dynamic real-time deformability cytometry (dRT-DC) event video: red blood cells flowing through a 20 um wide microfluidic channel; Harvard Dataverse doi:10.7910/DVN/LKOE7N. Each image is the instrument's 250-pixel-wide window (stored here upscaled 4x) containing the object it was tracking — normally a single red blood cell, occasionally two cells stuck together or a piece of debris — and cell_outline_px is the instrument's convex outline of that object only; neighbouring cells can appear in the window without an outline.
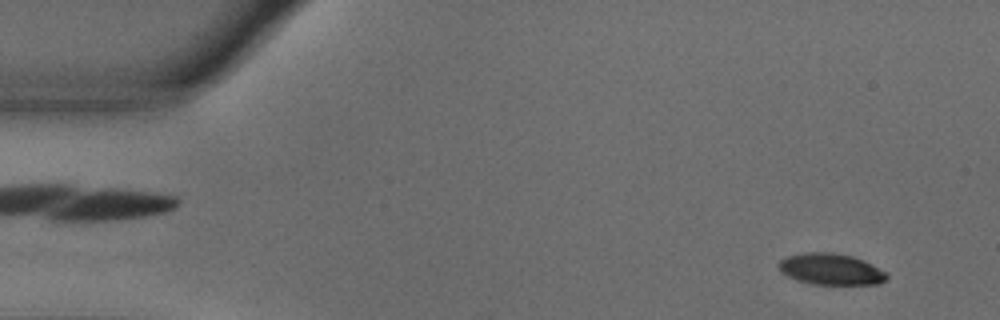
{"species": "common noctule bat (a hibernating species)", "species_latin": "Nyctalus noctula", "temperature_condition": "warm", "stored_images_in_passage": 54, "camera_frame_rate_fps": 3000, "um_per_image_px": 0.085, "animal": {"sex": "male", "body_mass_g": 18.8}, "frame": {"image": 1, "passage_image": 3, "time_ms": 0.667, "image_size_px": [1000, 320], "cell_outline_px": [[888, 276], [880, 284], [812, 284], [796, 280], [780, 272], [776, 264], [784, 256], [804, 252], [832, 252], [852, 256], [864, 260], [888, 272]], "centroid_in_image_um": [70.59, 22.87], "position_along_channel_um": 14.4, "area_um2": 20.06}}
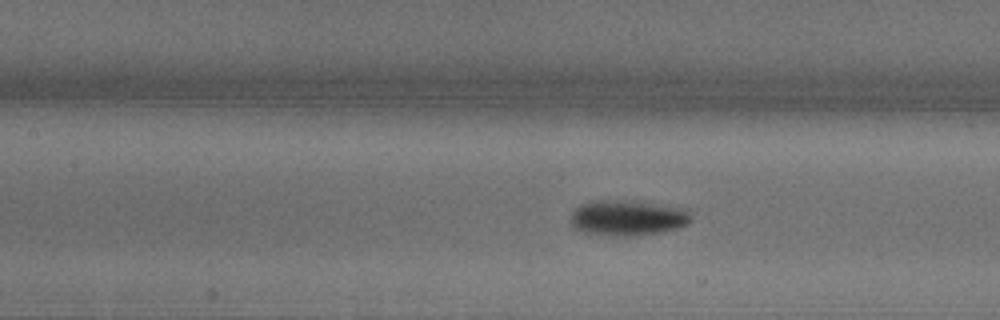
{"frame": {"image": 2, "passage_image": 23, "time_ms": 7.333, "image_size_px": [1000, 320], "cell_outline_px": [[692, 220], [688, 224], [680, 228], [664, 232], [636, 236], [616, 236], [584, 232], [572, 228], [572, 212], [580, 204], [588, 200], [620, 200], [652, 204], [680, 208], [688, 212], [692, 216]], "centroid_in_image_um": [53.33, 18.54], "position_along_channel_um": 154.1, "area_um2": 24.91}}
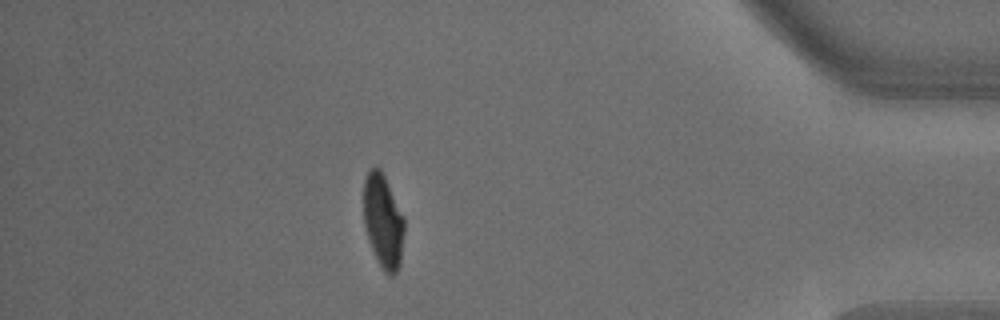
{"frame": {"image": 3, "passage_image": 47, "time_ms": 15.333, "image_size_px": [1000, 320], "cell_outline_px": [[404, 232], [400, 264], [396, 272], [392, 276], [388, 276], [384, 272], [372, 248], [364, 224], [364, 180], [368, 172], [372, 168], [380, 168], [404, 216]], "centroid_in_image_um": [32.58, 18.81], "position_along_channel_um": 402.6, "area_um2": 21.91}, "authors_computed_cell_mechanics": {"area_um2": 22.7443, "velocity_mm_per_s": 3.6647, "shape_relaxation_time_tau1_ms": 2.5841, "shape_relaxation_time_tau2_ms": 1.4104, "deformation_change_tau1": 0.1635, "deformation_change_tau2": 0.0427}}